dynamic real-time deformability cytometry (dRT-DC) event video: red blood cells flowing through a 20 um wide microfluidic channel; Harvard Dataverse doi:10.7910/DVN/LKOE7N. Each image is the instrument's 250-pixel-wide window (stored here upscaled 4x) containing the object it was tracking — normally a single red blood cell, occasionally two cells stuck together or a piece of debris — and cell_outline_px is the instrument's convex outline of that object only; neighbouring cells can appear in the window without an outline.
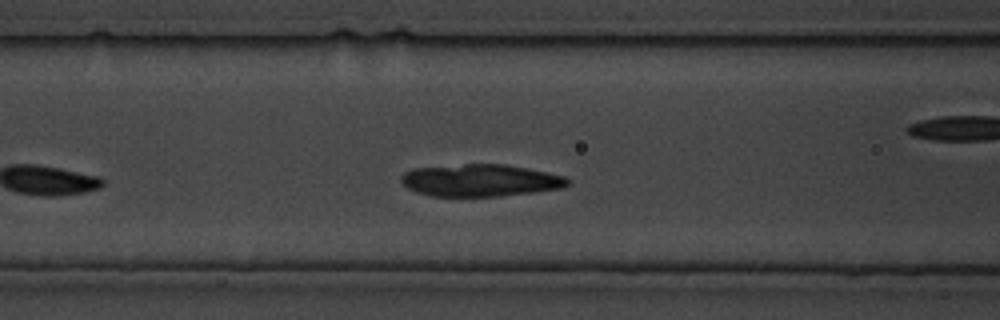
{"species": "common noctule bat (a hibernating species)", "species_latin": "Nyctalus noctula", "temperature_condition": "cold", "stored_images_in_passage": 17, "camera_frame_rate_fps": 3000, "um_per_image_px": 0.085, "animal": {"sex": "male", "body_mass_g": 19.5, "forearm_length_mm": 54.6}, "frame": {"image": 1, "passage_image": 8, "time_ms": 2.333, "image_size_px": [1000, 320], "cell_outline_px": [[568, 184], [564, 188], [500, 196], [432, 196], [416, 192], [408, 188], [400, 180], [400, 176], [404, 172], [412, 168], [464, 164], [504, 164], [548, 172], [564, 176], [568, 180]], "centroid_in_image_um": [40.8, 15.33], "position_along_channel_um": 125.8, "area_um2": 31.21}}